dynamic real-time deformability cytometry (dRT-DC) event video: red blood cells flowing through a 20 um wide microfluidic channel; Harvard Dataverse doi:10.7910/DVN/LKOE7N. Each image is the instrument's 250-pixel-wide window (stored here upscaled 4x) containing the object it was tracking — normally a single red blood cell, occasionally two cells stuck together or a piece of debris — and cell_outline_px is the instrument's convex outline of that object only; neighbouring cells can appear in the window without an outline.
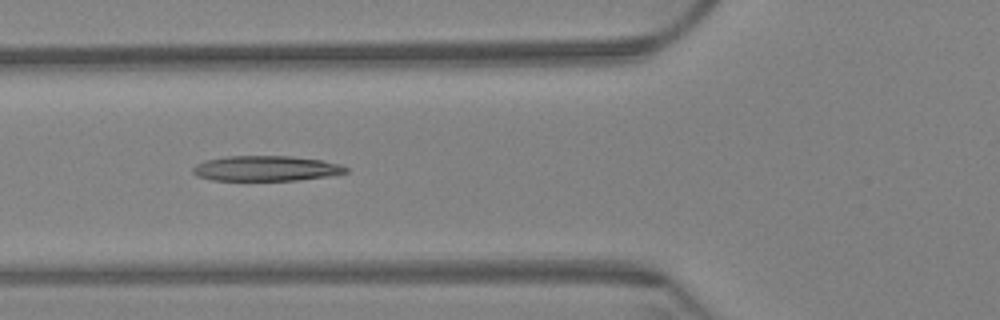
{"species": "Egyptian fruit bat (a non-hibernating species)", "species_latin": "Rousettus aegyptiacus", "temperature_condition": "warm", "stored_images_in_passage": 6, "camera_frame_rate_fps": 3000, "um_per_image_px": 0.085, "animal": {"sex": "female"}, "frame": {"image": 1, "passage_image": 5, "time_ms": 1.333, "image_size_px": [1000, 320], "cell_outline_px": [[348, 172], [332, 176], [300, 180], [212, 180], [196, 176], [192, 172], [192, 168], [196, 164], [204, 160], [224, 156], [292, 156], [320, 160], [340, 164], [348, 168]], "centroid_in_image_um": [22.6, 14.31], "position_along_channel_um": 103.2, "area_um2": 22.72}}
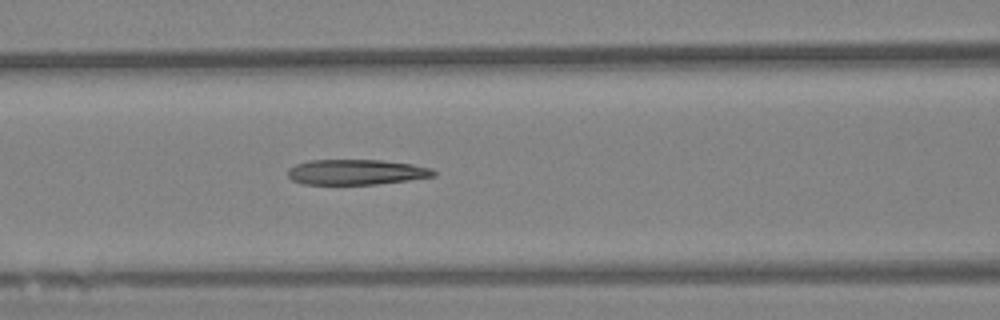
{"frame": {"image": 2, "passage_image": 6, "time_ms": 1.667, "image_size_px": [1000, 320], "cell_outline_px": [[436, 176], [408, 180], [376, 184], [304, 184], [292, 180], [288, 176], [288, 168], [296, 164], [308, 160], [380, 160], [412, 164], [432, 168], [436, 172]], "centroid_in_image_um": [30.28, 14.62], "position_along_channel_um": 136.3, "area_um2": 21.5}}